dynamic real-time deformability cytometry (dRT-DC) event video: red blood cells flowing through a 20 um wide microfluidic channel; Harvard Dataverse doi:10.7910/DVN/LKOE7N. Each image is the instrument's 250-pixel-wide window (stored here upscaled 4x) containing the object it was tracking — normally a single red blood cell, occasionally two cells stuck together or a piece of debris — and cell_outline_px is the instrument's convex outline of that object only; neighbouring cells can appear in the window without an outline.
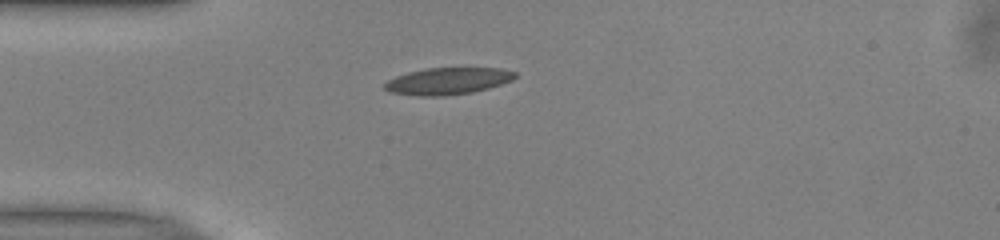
{"species": "common noctule bat (a hibernating species)", "species_latin": "Nyctalus noctula", "temperature_condition": "warm", "stored_images_in_passage": 28, "camera_frame_rate_fps": 3000, "um_per_image_px": 0.085, "animal": {"sex": "male", "body_mass_g": 13.0, "forearm_length_mm": 53.1}, "frame": {"image": 1, "passage_image": 1, "time_ms": 0.0, "image_size_px": [1000, 240], "cell_outline_px": [[516, 76], [512, 80], [488, 88], [472, 92], [444, 96], [416, 96], [392, 92], [384, 88], [384, 84], [388, 80], [396, 76], [408, 72], [428, 68], [500, 68], [516, 72]], "centroid_in_image_um": [38.05, 6.89], "position_along_channel_um": 46.9, "area_um2": 20.29}}
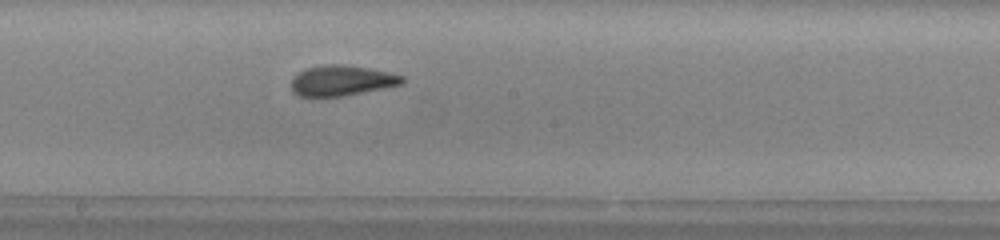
{"frame": {"image": 2, "passage_image": 15, "time_ms": 4.667, "image_size_px": [1000, 240], "cell_outline_px": [[404, 84], [344, 96], [296, 96], [292, 92], [292, 76], [296, 72], [304, 68], [324, 64], [344, 64], [388, 72], [404, 76]], "centroid_in_image_um": [29.0, 6.84], "position_along_channel_um": 219.2, "area_um2": 19.88}}
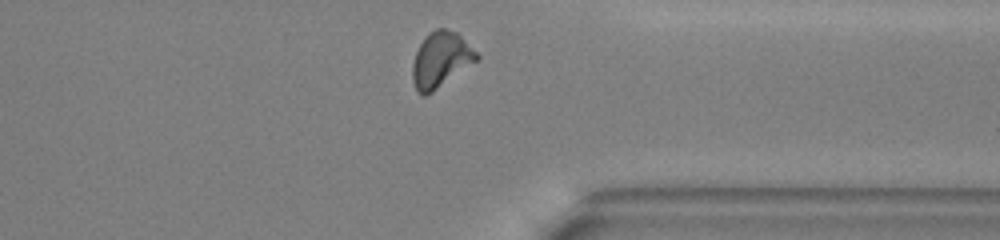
{"frame": {"image": 3, "passage_image": 27, "time_ms": 8.667, "image_size_px": [1000, 240], "cell_outline_px": [[480, 56], [476, 60], [432, 92], [424, 96], [416, 88], [412, 80], [412, 64], [416, 52], [420, 44], [436, 28], [444, 28], [456, 32]], "centroid_in_image_um": [37.44, 5.07], "position_along_channel_um": 374.0, "area_um2": 19.94}, "authors_computed_cell_mechanics": {"area_um2": 19.941, "velocity_mm_per_s": 3.9924, "shape_relaxation_time_tau1_ms": 8.0725, "shape_relaxation_time_tau2_ms": 1.4938, "deformation_change_tau1": 0.2194, "deformation_change_tau2": 0.0884}}